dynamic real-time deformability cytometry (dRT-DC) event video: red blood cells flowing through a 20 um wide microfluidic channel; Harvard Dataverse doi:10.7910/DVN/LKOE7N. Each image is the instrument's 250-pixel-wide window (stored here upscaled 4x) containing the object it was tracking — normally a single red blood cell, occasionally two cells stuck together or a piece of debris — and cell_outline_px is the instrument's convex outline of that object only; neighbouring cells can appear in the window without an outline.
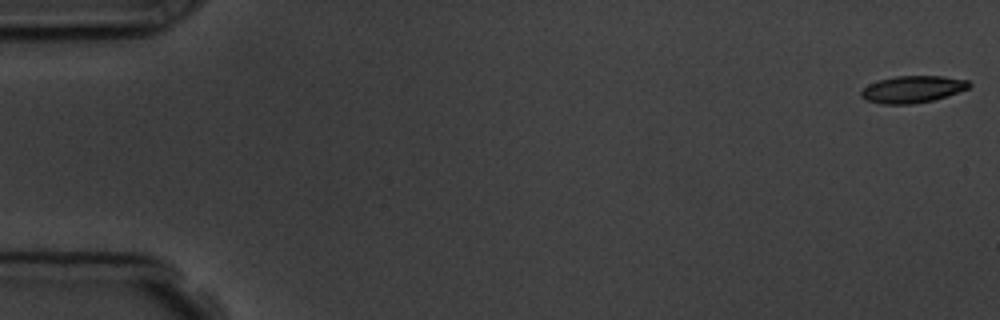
{"species": "common noctule bat (a hibernating species)", "species_latin": "Nyctalus noctula", "temperature_condition": "room temperature", "stored_images_in_passage": 5, "camera_frame_rate_fps": 3000, "um_per_image_px": 0.085, "animal": {"sex": "male", "body_mass_g": 19.5, "forearm_length_mm": 54.6}, "frame": {"image": 1, "passage_image": 1, "time_ms": 0.0, "image_size_px": [1000, 320], "cell_outline_px": [[972, 84], [968, 88], [948, 96], [932, 100], [912, 104], [880, 104], [864, 100], [860, 96], [860, 92], [868, 84], [880, 80], [896, 76], [944, 76], [968, 80]], "centroid_in_image_um": [77.55, 7.59], "position_along_channel_um": 7.4, "area_um2": 17.05}}
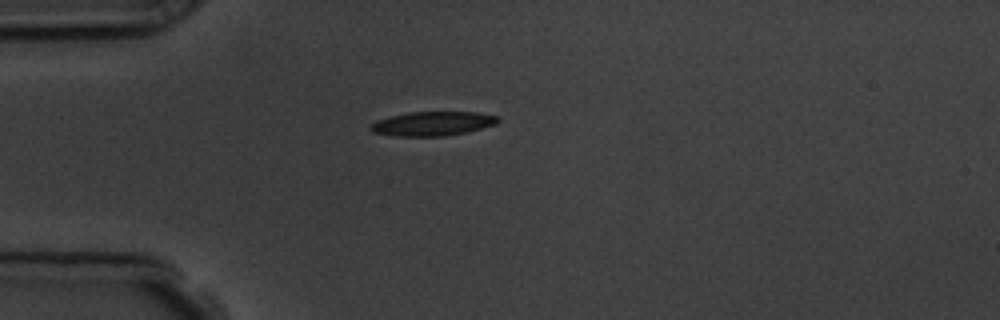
{"frame": {"image": 2, "passage_image": 5, "time_ms": 4.667, "image_size_px": [1000, 320], "cell_outline_px": [[500, 120], [496, 124], [464, 132], [444, 136], [392, 136], [372, 132], [368, 128], [376, 120], [408, 112], [476, 112], [496, 116]], "centroid_in_image_um": [36.72, 10.51], "position_along_channel_um": 48.3, "area_um2": 17.8}}